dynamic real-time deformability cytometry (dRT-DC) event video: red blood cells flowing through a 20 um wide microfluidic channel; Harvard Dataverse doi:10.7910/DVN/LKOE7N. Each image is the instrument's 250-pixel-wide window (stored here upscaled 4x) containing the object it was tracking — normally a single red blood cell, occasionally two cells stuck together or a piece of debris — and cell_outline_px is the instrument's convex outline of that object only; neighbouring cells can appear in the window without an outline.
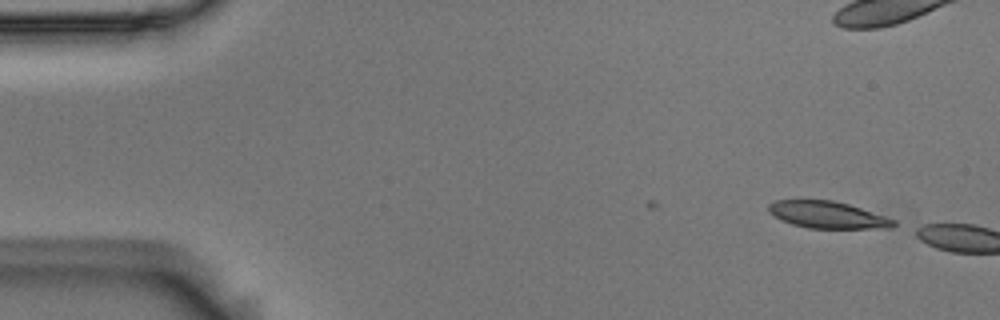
{"species": "Egyptian fruit bat (a non-hibernating species)", "species_latin": "Rousettus aegyptiacus", "temperature_condition": "room temperature", "stored_images_in_passage": 2, "camera_frame_rate_fps": 3000, "um_per_image_px": 0.085, "animal": {"sex": "male"}, "frame": {"image": 1, "passage_image": 2, "time_ms": 0.333, "image_size_px": [1000, 320], "cell_outline_px": [[896, 224], [892, 228], [808, 228], [792, 224], [780, 220], [768, 212], [768, 204], [776, 200], [832, 200], [848, 204], [896, 220]], "centroid_in_image_um": [70.31, 18.26], "position_along_channel_um": 14.7, "area_um2": 19.54}}